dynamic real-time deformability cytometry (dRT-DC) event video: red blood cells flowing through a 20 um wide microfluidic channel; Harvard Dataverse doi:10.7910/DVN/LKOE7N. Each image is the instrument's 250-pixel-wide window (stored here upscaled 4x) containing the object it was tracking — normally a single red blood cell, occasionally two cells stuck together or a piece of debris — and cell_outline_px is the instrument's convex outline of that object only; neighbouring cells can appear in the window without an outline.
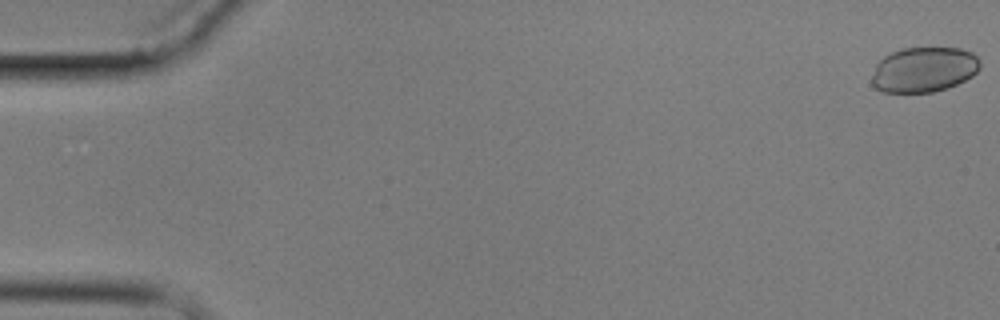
{"species": "common noctule bat (a hibernating species)", "species_latin": "Nyctalus noctula", "temperature_condition": "cold", "stored_images_in_passage": 5, "camera_frame_rate_fps": 3000, "um_per_image_px": 0.085, "animal": {"sex": "male", "body_mass_g": 17.9}, "frame": {"image": 1, "passage_image": 1, "time_ms": 0.0, "image_size_px": [1000, 320], "cell_outline_px": [[980, 68], [972, 76], [948, 88], [932, 92], [884, 92], [876, 88], [872, 84], [872, 76], [876, 64], [884, 56], [892, 52], [904, 48], [960, 48], [972, 52], [980, 60]], "centroid_in_image_um": [78.54, 5.91], "position_along_channel_um": 6.5, "area_um2": 28.44}}